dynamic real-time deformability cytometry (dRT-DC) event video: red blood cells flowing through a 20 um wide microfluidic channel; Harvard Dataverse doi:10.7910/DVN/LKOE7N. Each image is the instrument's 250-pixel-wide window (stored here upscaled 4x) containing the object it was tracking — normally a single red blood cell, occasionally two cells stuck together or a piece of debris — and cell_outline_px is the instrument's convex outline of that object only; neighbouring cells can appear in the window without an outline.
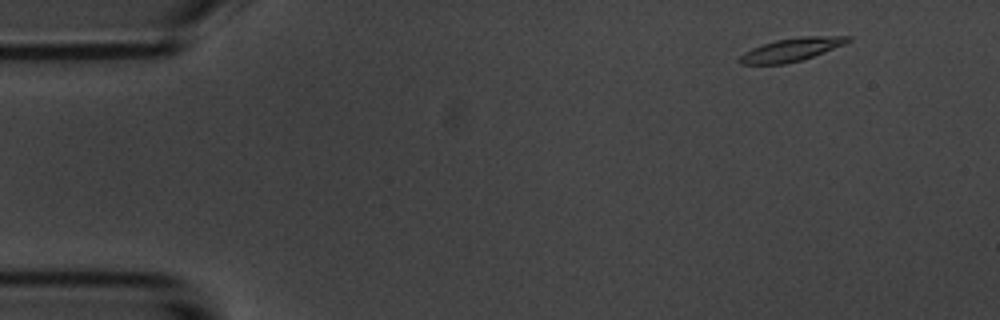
{"species": "common noctule bat (a hibernating species)", "species_latin": "Nyctalus noctula", "temperature_condition": "room temperature", "stored_images_in_passage": 3, "camera_frame_rate_fps": 3000, "um_per_image_px": 0.085, "animal": {"sex": "male", "body_mass_g": 20.1, "forearm_length_mm": 53.5}, "frame": {"image": 1, "passage_image": 1, "time_ms": 0.0, "image_size_px": [1000, 320], "cell_outline_px": [[852, 40], [844, 44], [824, 52], [800, 60], [784, 64], [740, 64], [740, 56], [744, 52], [752, 48], [776, 40], [800, 36], [852, 36]], "centroid_in_image_um": [67.29, 4.21], "position_along_channel_um": 17.7, "area_um2": 14.39}}